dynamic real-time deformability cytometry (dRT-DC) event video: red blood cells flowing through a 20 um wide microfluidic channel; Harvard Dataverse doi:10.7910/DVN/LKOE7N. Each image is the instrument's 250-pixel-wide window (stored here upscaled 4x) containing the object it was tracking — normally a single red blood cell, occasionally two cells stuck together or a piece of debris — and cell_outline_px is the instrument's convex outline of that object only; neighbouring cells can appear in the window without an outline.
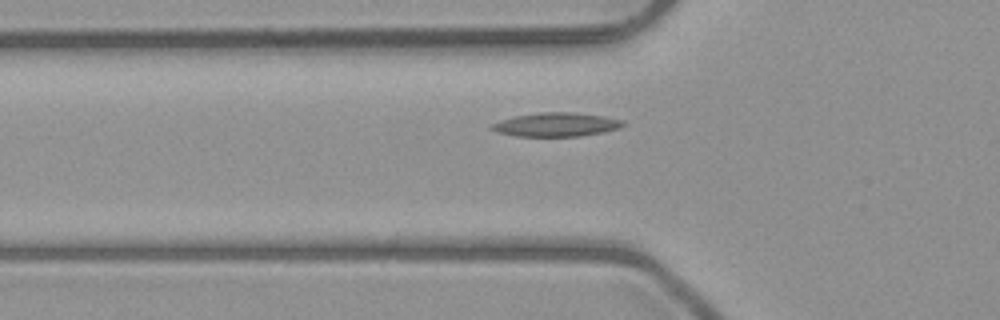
{"species": "common noctule bat (a hibernating species)", "species_latin": "Nyctalus noctula", "temperature_condition": "room temperature", "stored_images_in_passage": 4, "camera_frame_rate_fps": 3000, "um_per_image_px": 0.085, "animal": {"sex": "male", "body_mass_g": 23.1, "forearm_length_mm": 52.7}, "frame": {"image": 1, "passage_image": 3, "time_ms": 3.333, "image_size_px": [1000, 320], "cell_outline_px": [[628, 124], [620, 128], [604, 132], [580, 136], [516, 136], [496, 132], [488, 128], [492, 124], [500, 120], [512, 116], [540, 112], [572, 112], [604, 116], [624, 120]], "centroid_in_image_um": [47.29, 10.58], "position_along_channel_um": 78.5, "area_um2": 18.5}}
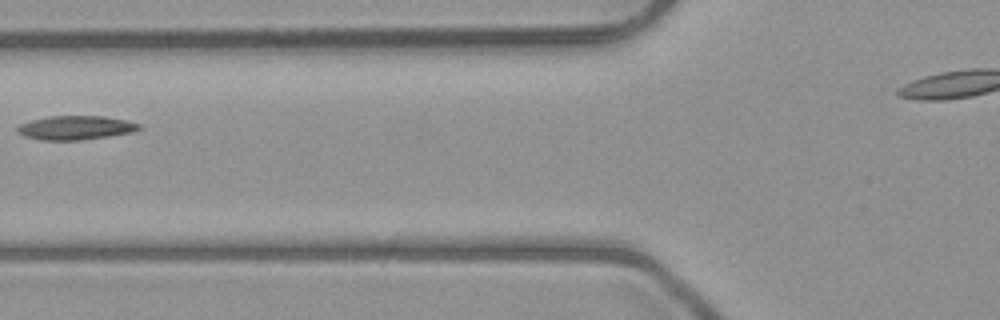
{"frame": {"image": 2, "passage_image": 4, "time_ms": 4.333, "image_size_px": [1000, 320], "cell_outline_px": [[144, 128], [132, 132], [108, 136], [80, 140], [40, 140], [24, 136], [16, 128], [20, 124], [32, 120], [48, 116], [104, 116], [128, 120], [140, 124]], "centroid_in_image_um": [6.47, 10.85], "position_along_channel_um": 119.3, "area_um2": 16.99}}